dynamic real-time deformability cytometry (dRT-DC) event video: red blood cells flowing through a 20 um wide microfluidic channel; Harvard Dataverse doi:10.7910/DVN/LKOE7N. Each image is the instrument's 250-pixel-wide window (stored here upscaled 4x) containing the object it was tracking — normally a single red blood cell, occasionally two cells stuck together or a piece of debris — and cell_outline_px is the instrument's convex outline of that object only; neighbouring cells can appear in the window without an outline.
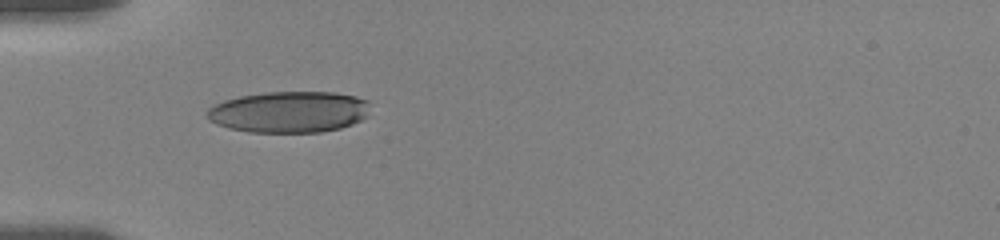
{"species": "human", "species_latin": "Homo sapiens", "temperature_condition": "room temperature", "stored_images_in_passage": 15, "camera_frame_rate_fps": 3000, "um_per_image_px": 0.085, "donor": {"sex": "female"}, "frame": {"image": 1, "passage_image": 1, "time_ms": 0.0, "image_size_px": [1000, 240], "cell_outline_px": [[368, 116], [352, 124], [340, 128], [320, 132], [248, 132], [228, 128], [216, 124], [208, 120], [204, 116], [208, 108], [224, 100], [240, 96], [268, 92], [336, 92], [356, 96], [368, 100]], "centroid_in_image_um": [24.56, 9.51], "position_along_channel_um": 60.4, "area_um2": 39.54}}
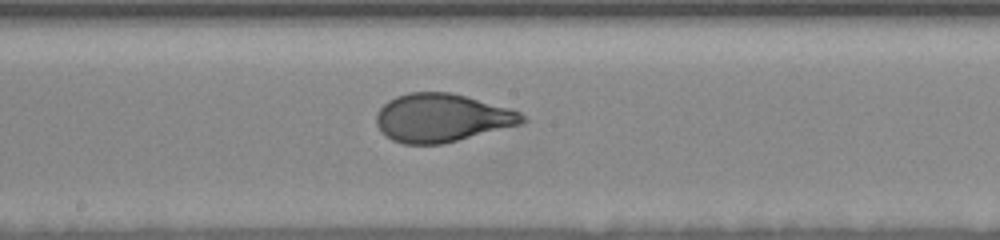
{"frame": {"image": 2, "passage_image": 9, "time_ms": 4.333, "image_size_px": [1000, 240], "cell_outline_px": [[528, 120], [520, 124], [440, 144], [404, 144], [392, 140], [380, 132], [376, 124], [376, 116], [380, 108], [388, 100], [396, 96], [408, 92], [448, 92], [512, 108], [520, 112]], "centroid_in_image_um": [37.52, 10.01], "position_along_channel_um": 210.7, "area_um2": 40.81}}
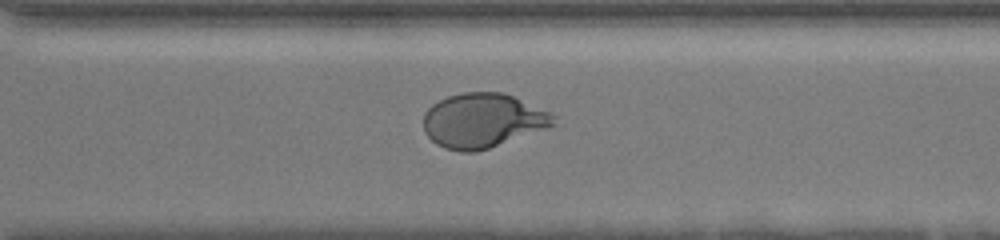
{"frame": {"image": 3, "passage_image": 15, "time_ms": 7.667, "image_size_px": [1000, 240], "cell_outline_px": [[556, 124], [548, 128], [476, 152], [460, 152], [444, 148], [436, 144], [424, 132], [424, 112], [432, 104], [448, 96], [464, 92], [504, 92], [548, 112], [556, 116]], "centroid_in_image_um": [41.01, 10.25], "position_along_channel_um": 329.6, "area_um2": 41.15}}